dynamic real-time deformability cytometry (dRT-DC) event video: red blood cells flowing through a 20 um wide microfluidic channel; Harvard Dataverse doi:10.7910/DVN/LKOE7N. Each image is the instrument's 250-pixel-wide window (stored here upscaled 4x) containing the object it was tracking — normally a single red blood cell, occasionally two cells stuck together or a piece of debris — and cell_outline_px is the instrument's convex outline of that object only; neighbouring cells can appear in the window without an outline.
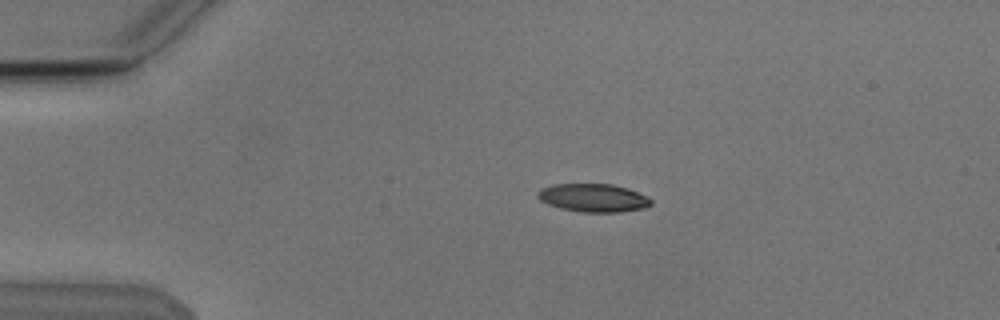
{"species": "Egyptian fruit bat (a non-hibernating species)", "species_latin": "Rousettus aegyptiacus", "temperature_condition": "cold", "stored_images_in_passage": 4, "camera_frame_rate_fps": 3000, "um_per_image_px": 0.085, "animal": {"sex": "male"}, "frame": {"image": 1, "passage_image": 1, "time_ms": 0.0, "image_size_px": [1000, 320], "cell_outline_px": [[652, 204], [644, 208], [620, 212], [584, 212], [560, 208], [548, 204], [540, 200], [536, 196], [536, 192], [540, 188], [552, 184], [612, 184], [628, 188], [648, 196], [652, 200]], "centroid_in_image_um": [50.42, 16.81], "position_along_channel_um": 34.6, "area_um2": 18.79}}